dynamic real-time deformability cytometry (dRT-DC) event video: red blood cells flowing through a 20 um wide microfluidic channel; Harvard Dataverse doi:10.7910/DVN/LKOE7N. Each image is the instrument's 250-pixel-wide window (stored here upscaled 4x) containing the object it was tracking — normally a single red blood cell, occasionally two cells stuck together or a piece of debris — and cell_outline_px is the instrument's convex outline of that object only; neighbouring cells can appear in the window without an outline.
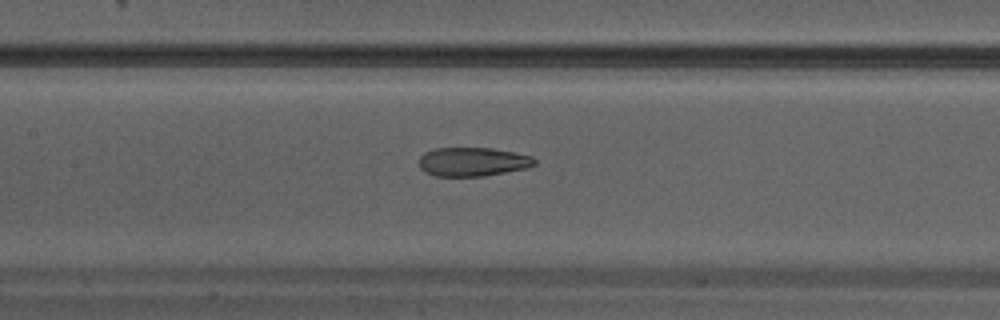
{"species": "Egyptian fruit bat (a non-hibernating species)", "species_latin": "Rousettus aegyptiacus", "temperature_condition": "warm", "stored_images_in_passage": 22, "camera_frame_rate_fps": 3000, "um_per_image_px": 0.085, "animal": {"sex": "male"}, "frame": {"image": 1, "passage_image": 10, "time_ms": 3.0, "image_size_px": [1000, 320], "cell_outline_px": [[536, 164], [528, 168], [484, 176], [436, 176], [424, 172], [420, 168], [420, 156], [424, 152], [436, 148], [492, 148], [532, 156], [536, 160]], "centroid_in_image_um": [40.18, 13.75], "position_along_channel_um": 167.2, "area_um2": 19.48}}
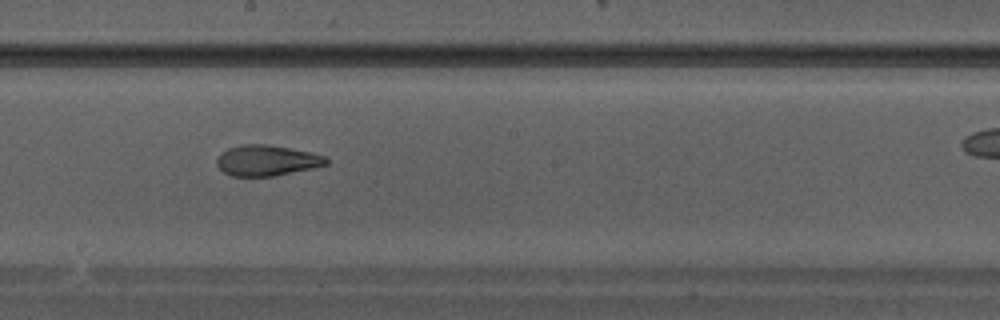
{"frame": {"image": 2, "passage_image": 13, "time_ms": 4.0, "image_size_px": [1000, 320], "cell_outline_px": [[328, 164], [312, 168], [272, 176], [232, 176], [224, 172], [216, 164], [216, 160], [228, 148], [240, 144], [264, 144], [288, 148], [308, 152], [324, 156], [328, 160]], "centroid_in_image_um": [22.65, 13.64], "position_along_channel_um": 225.5, "area_um2": 19.19}}